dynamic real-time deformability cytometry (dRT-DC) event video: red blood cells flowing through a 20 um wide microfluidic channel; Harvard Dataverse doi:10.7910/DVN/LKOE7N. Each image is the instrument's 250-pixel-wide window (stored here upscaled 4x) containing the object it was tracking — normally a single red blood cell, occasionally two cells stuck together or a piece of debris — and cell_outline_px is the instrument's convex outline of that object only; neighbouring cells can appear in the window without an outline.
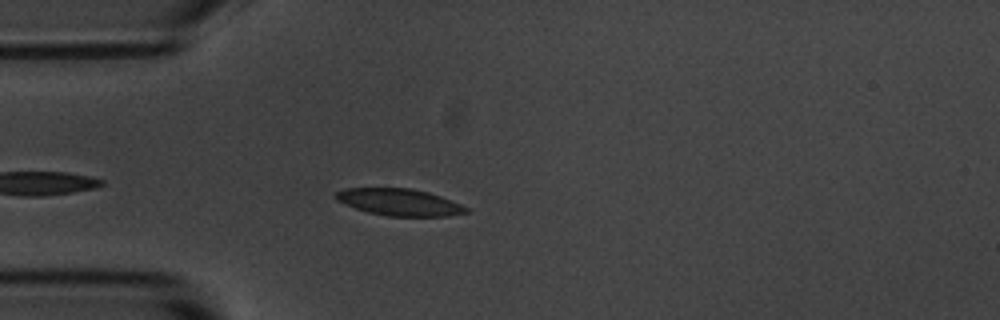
{"species": "common noctule bat (a hibernating species)", "species_latin": "Nyctalus noctula", "temperature_condition": "room temperature", "stored_images_in_passage": 5, "camera_frame_rate_fps": 3000, "um_per_image_px": 0.085, "animal": {"sex": "male", "body_mass_g": 20.1, "forearm_length_mm": 53.5}, "frame": {"image": 1, "passage_image": 4, "time_ms": 3.667, "image_size_px": [1000, 320], "cell_outline_px": [[468, 212], [448, 216], [388, 216], [368, 212], [344, 204], [336, 200], [332, 196], [336, 192], [344, 188], [412, 188], [428, 192], [440, 196], [460, 204], [468, 208]], "centroid_in_image_um": [33.9, 17.18], "position_along_channel_um": 51.1, "area_um2": 20.4}}